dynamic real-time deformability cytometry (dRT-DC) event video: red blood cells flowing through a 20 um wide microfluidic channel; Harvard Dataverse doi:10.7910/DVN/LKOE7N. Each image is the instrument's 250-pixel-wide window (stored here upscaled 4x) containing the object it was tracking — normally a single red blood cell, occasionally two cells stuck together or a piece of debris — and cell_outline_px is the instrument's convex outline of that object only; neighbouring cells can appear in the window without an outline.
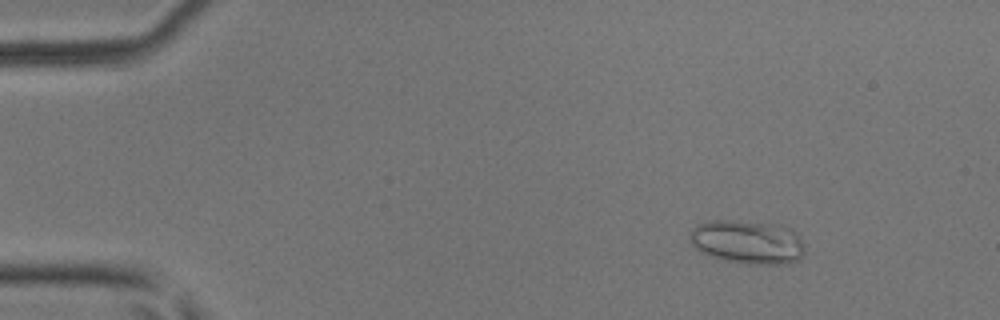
{"species": "common noctule bat (a hibernating species)", "species_latin": "Nyctalus noctula", "temperature_condition": "room temperature", "stored_images_in_passage": 4, "camera_frame_rate_fps": 3000, "um_per_image_px": 0.085, "animal": {"sex": "male", "body_mass_g": 17.9, "forearm_length_mm": 54.2}, "frame": {"image": 1, "passage_image": 1, "time_ms": 0.0, "image_size_px": [1000, 320], "cell_outline_px": [[804, 252], [796, 260], [788, 264], [748, 264], [728, 260], [712, 256], [700, 252], [688, 240], [688, 236], [692, 228], [696, 224], [708, 220], [732, 220], [780, 224], [796, 232], [804, 244]], "centroid_in_image_um": [63.51, 20.55], "position_along_channel_um": 21.5, "area_um2": 29.54}}